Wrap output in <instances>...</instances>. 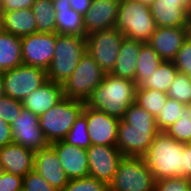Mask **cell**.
<instances>
[{"label": "cell", "instance_id": "1", "mask_svg": "<svg viewBox=\"0 0 191 191\" xmlns=\"http://www.w3.org/2000/svg\"><path fill=\"white\" fill-rule=\"evenodd\" d=\"M134 81L105 73L102 82L85 101V105L122 119L128 107L135 103Z\"/></svg>", "mask_w": 191, "mask_h": 191}, {"label": "cell", "instance_id": "2", "mask_svg": "<svg viewBox=\"0 0 191 191\" xmlns=\"http://www.w3.org/2000/svg\"><path fill=\"white\" fill-rule=\"evenodd\" d=\"M184 145L165 132L154 137L144 159L156 181L182 177Z\"/></svg>", "mask_w": 191, "mask_h": 191}, {"label": "cell", "instance_id": "3", "mask_svg": "<svg viewBox=\"0 0 191 191\" xmlns=\"http://www.w3.org/2000/svg\"><path fill=\"white\" fill-rule=\"evenodd\" d=\"M86 52V37L56 33L55 52L47 69V79L63 84Z\"/></svg>", "mask_w": 191, "mask_h": 191}, {"label": "cell", "instance_id": "4", "mask_svg": "<svg viewBox=\"0 0 191 191\" xmlns=\"http://www.w3.org/2000/svg\"><path fill=\"white\" fill-rule=\"evenodd\" d=\"M115 27L125 38L146 43L157 26L149 6L136 0H121Z\"/></svg>", "mask_w": 191, "mask_h": 191}, {"label": "cell", "instance_id": "5", "mask_svg": "<svg viewBox=\"0 0 191 191\" xmlns=\"http://www.w3.org/2000/svg\"><path fill=\"white\" fill-rule=\"evenodd\" d=\"M85 102L64 97L39 116V126L49 144L64 140Z\"/></svg>", "mask_w": 191, "mask_h": 191}, {"label": "cell", "instance_id": "6", "mask_svg": "<svg viewBox=\"0 0 191 191\" xmlns=\"http://www.w3.org/2000/svg\"><path fill=\"white\" fill-rule=\"evenodd\" d=\"M156 180L144 157L123 156L108 184L109 191H155Z\"/></svg>", "mask_w": 191, "mask_h": 191}, {"label": "cell", "instance_id": "7", "mask_svg": "<svg viewBox=\"0 0 191 191\" xmlns=\"http://www.w3.org/2000/svg\"><path fill=\"white\" fill-rule=\"evenodd\" d=\"M104 75L105 72L86 51L73 74L62 84L64 97L85 102Z\"/></svg>", "mask_w": 191, "mask_h": 191}, {"label": "cell", "instance_id": "8", "mask_svg": "<svg viewBox=\"0 0 191 191\" xmlns=\"http://www.w3.org/2000/svg\"><path fill=\"white\" fill-rule=\"evenodd\" d=\"M124 38L116 27L93 32L86 36V51L105 73H110Z\"/></svg>", "mask_w": 191, "mask_h": 191}, {"label": "cell", "instance_id": "9", "mask_svg": "<svg viewBox=\"0 0 191 191\" xmlns=\"http://www.w3.org/2000/svg\"><path fill=\"white\" fill-rule=\"evenodd\" d=\"M2 79L5 95L20 101L48 80L46 70L26 64L6 70Z\"/></svg>", "mask_w": 191, "mask_h": 191}, {"label": "cell", "instance_id": "10", "mask_svg": "<svg viewBox=\"0 0 191 191\" xmlns=\"http://www.w3.org/2000/svg\"><path fill=\"white\" fill-rule=\"evenodd\" d=\"M56 44V33L36 32L21 37L23 64L43 68L50 66Z\"/></svg>", "mask_w": 191, "mask_h": 191}, {"label": "cell", "instance_id": "11", "mask_svg": "<svg viewBox=\"0 0 191 191\" xmlns=\"http://www.w3.org/2000/svg\"><path fill=\"white\" fill-rule=\"evenodd\" d=\"M159 132L158 128L133 127L120 119L116 147L123 156L144 157Z\"/></svg>", "mask_w": 191, "mask_h": 191}, {"label": "cell", "instance_id": "12", "mask_svg": "<svg viewBox=\"0 0 191 191\" xmlns=\"http://www.w3.org/2000/svg\"><path fill=\"white\" fill-rule=\"evenodd\" d=\"M86 153L89 176L108 185L123 157L119 149L116 146L91 145Z\"/></svg>", "mask_w": 191, "mask_h": 191}, {"label": "cell", "instance_id": "13", "mask_svg": "<svg viewBox=\"0 0 191 191\" xmlns=\"http://www.w3.org/2000/svg\"><path fill=\"white\" fill-rule=\"evenodd\" d=\"M39 116L23 107L21 113L11 124L13 143L26 147L34 152L49 145L39 126Z\"/></svg>", "mask_w": 191, "mask_h": 191}, {"label": "cell", "instance_id": "14", "mask_svg": "<svg viewBox=\"0 0 191 191\" xmlns=\"http://www.w3.org/2000/svg\"><path fill=\"white\" fill-rule=\"evenodd\" d=\"M82 113L87 117L91 145L116 146L120 119L86 105H84Z\"/></svg>", "mask_w": 191, "mask_h": 191}, {"label": "cell", "instance_id": "15", "mask_svg": "<svg viewBox=\"0 0 191 191\" xmlns=\"http://www.w3.org/2000/svg\"><path fill=\"white\" fill-rule=\"evenodd\" d=\"M157 27H189L191 5L186 0H154L149 6Z\"/></svg>", "mask_w": 191, "mask_h": 191}, {"label": "cell", "instance_id": "16", "mask_svg": "<svg viewBox=\"0 0 191 191\" xmlns=\"http://www.w3.org/2000/svg\"><path fill=\"white\" fill-rule=\"evenodd\" d=\"M189 35V27H156L147 43L163 61H173Z\"/></svg>", "mask_w": 191, "mask_h": 191}, {"label": "cell", "instance_id": "17", "mask_svg": "<svg viewBox=\"0 0 191 191\" xmlns=\"http://www.w3.org/2000/svg\"><path fill=\"white\" fill-rule=\"evenodd\" d=\"M34 170L57 191H62L68 184L69 179L61 166V161L50 144L35 151Z\"/></svg>", "mask_w": 191, "mask_h": 191}, {"label": "cell", "instance_id": "18", "mask_svg": "<svg viewBox=\"0 0 191 191\" xmlns=\"http://www.w3.org/2000/svg\"><path fill=\"white\" fill-rule=\"evenodd\" d=\"M121 0H92L83 16L86 36L96 31L115 27Z\"/></svg>", "mask_w": 191, "mask_h": 191}, {"label": "cell", "instance_id": "19", "mask_svg": "<svg viewBox=\"0 0 191 191\" xmlns=\"http://www.w3.org/2000/svg\"><path fill=\"white\" fill-rule=\"evenodd\" d=\"M56 151L61 166L69 180L86 178L89 176L86 149L73 146L64 140L50 144Z\"/></svg>", "mask_w": 191, "mask_h": 191}, {"label": "cell", "instance_id": "20", "mask_svg": "<svg viewBox=\"0 0 191 191\" xmlns=\"http://www.w3.org/2000/svg\"><path fill=\"white\" fill-rule=\"evenodd\" d=\"M33 150L16 143H10L0 148V164L5 172L24 177L34 169Z\"/></svg>", "mask_w": 191, "mask_h": 191}, {"label": "cell", "instance_id": "21", "mask_svg": "<svg viewBox=\"0 0 191 191\" xmlns=\"http://www.w3.org/2000/svg\"><path fill=\"white\" fill-rule=\"evenodd\" d=\"M63 98L64 93L62 84L47 80L38 89L27 95L22 101V105L25 109L40 116Z\"/></svg>", "mask_w": 191, "mask_h": 191}, {"label": "cell", "instance_id": "22", "mask_svg": "<svg viewBox=\"0 0 191 191\" xmlns=\"http://www.w3.org/2000/svg\"><path fill=\"white\" fill-rule=\"evenodd\" d=\"M143 43L138 40L124 38L120 46L118 58L110 74L135 82L137 59Z\"/></svg>", "mask_w": 191, "mask_h": 191}, {"label": "cell", "instance_id": "23", "mask_svg": "<svg viewBox=\"0 0 191 191\" xmlns=\"http://www.w3.org/2000/svg\"><path fill=\"white\" fill-rule=\"evenodd\" d=\"M52 4L57 34L86 37L83 16L70 7L69 0H52Z\"/></svg>", "mask_w": 191, "mask_h": 191}, {"label": "cell", "instance_id": "24", "mask_svg": "<svg viewBox=\"0 0 191 191\" xmlns=\"http://www.w3.org/2000/svg\"><path fill=\"white\" fill-rule=\"evenodd\" d=\"M1 12L4 31L19 37L36 33V20L31 8Z\"/></svg>", "mask_w": 191, "mask_h": 191}, {"label": "cell", "instance_id": "25", "mask_svg": "<svg viewBox=\"0 0 191 191\" xmlns=\"http://www.w3.org/2000/svg\"><path fill=\"white\" fill-rule=\"evenodd\" d=\"M23 64L21 37L9 34L6 31L0 33V75L6 70L16 68Z\"/></svg>", "mask_w": 191, "mask_h": 191}, {"label": "cell", "instance_id": "26", "mask_svg": "<svg viewBox=\"0 0 191 191\" xmlns=\"http://www.w3.org/2000/svg\"><path fill=\"white\" fill-rule=\"evenodd\" d=\"M178 72L179 70L176 68L173 61H162L156 71L149 77L142 79L136 85V88L156 89L167 93Z\"/></svg>", "mask_w": 191, "mask_h": 191}, {"label": "cell", "instance_id": "27", "mask_svg": "<svg viewBox=\"0 0 191 191\" xmlns=\"http://www.w3.org/2000/svg\"><path fill=\"white\" fill-rule=\"evenodd\" d=\"M31 9L36 20V32L56 33V18L52 0H35Z\"/></svg>", "mask_w": 191, "mask_h": 191}, {"label": "cell", "instance_id": "28", "mask_svg": "<svg viewBox=\"0 0 191 191\" xmlns=\"http://www.w3.org/2000/svg\"><path fill=\"white\" fill-rule=\"evenodd\" d=\"M162 61L159 54L147 42L143 43L137 59L135 84L152 75Z\"/></svg>", "mask_w": 191, "mask_h": 191}, {"label": "cell", "instance_id": "29", "mask_svg": "<svg viewBox=\"0 0 191 191\" xmlns=\"http://www.w3.org/2000/svg\"><path fill=\"white\" fill-rule=\"evenodd\" d=\"M168 96L156 89H139L135 91V103L156 118Z\"/></svg>", "mask_w": 191, "mask_h": 191}, {"label": "cell", "instance_id": "30", "mask_svg": "<svg viewBox=\"0 0 191 191\" xmlns=\"http://www.w3.org/2000/svg\"><path fill=\"white\" fill-rule=\"evenodd\" d=\"M182 143H191V105H184L180 118L165 131Z\"/></svg>", "mask_w": 191, "mask_h": 191}, {"label": "cell", "instance_id": "31", "mask_svg": "<svg viewBox=\"0 0 191 191\" xmlns=\"http://www.w3.org/2000/svg\"><path fill=\"white\" fill-rule=\"evenodd\" d=\"M183 107L184 104L168 97L159 115L156 117L158 130L165 132L168 127L174 124L180 118Z\"/></svg>", "mask_w": 191, "mask_h": 191}, {"label": "cell", "instance_id": "32", "mask_svg": "<svg viewBox=\"0 0 191 191\" xmlns=\"http://www.w3.org/2000/svg\"><path fill=\"white\" fill-rule=\"evenodd\" d=\"M64 141L84 149L91 146L87 129V117L82 112L76 118Z\"/></svg>", "mask_w": 191, "mask_h": 191}, {"label": "cell", "instance_id": "33", "mask_svg": "<svg viewBox=\"0 0 191 191\" xmlns=\"http://www.w3.org/2000/svg\"><path fill=\"white\" fill-rule=\"evenodd\" d=\"M166 94L179 103L191 105V80L189 76L178 72Z\"/></svg>", "mask_w": 191, "mask_h": 191}, {"label": "cell", "instance_id": "34", "mask_svg": "<svg viewBox=\"0 0 191 191\" xmlns=\"http://www.w3.org/2000/svg\"><path fill=\"white\" fill-rule=\"evenodd\" d=\"M122 120L133 127L158 128L156 118L136 103L128 107Z\"/></svg>", "mask_w": 191, "mask_h": 191}, {"label": "cell", "instance_id": "35", "mask_svg": "<svg viewBox=\"0 0 191 191\" xmlns=\"http://www.w3.org/2000/svg\"><path fill=\"white\" fill-rule=\"evenodd\" d=\"M62 191H108V185L94 177L72 179Z\"/></svg>", "mask_w": 191, "mask_h": 191}, {"label": "cell", "instance_id": "36", "mask_svg": "<svg viewBox=\"0 0 191 191\" xmlns=\"http://www.w3.org/2000/svg\"><path fill=\"white\" fill-rule=\"evenodd\" d=\"M23 109L22 101L13 99L7 95L0 98V118L11 125L14 119Z\"/></svg>", "mask_w": 191, "mask_h": 191}, {"label": "cell", "instance_id": "37", "mask_svg": "<svg viewBox=\"0 0 191 191\" xmlns=\"http://www.w3.org/2000/svg\"><path fill=\"white\" fill-rule=\"evenodd\" d=\"M22 191H57L34 169L23 177Z\"/></svg>", "mask_w": 191, "mask_h": 191}, {"label": "cell", "instance_id": "38", "mask_svg": "<svg viewBox=\"0 0 191 191\" xmlns=\"http://www.w3.org/2000/svg\"><path fill=\"white\" fill-rule=\"evenodd\" d=\"M179 72L191 73V36L189 35L173 60Z\"/></svg>", "mask_w": 191, "mask_h": 191}, {"label": "cell", "instance_id": "39", "mask_svg": "<svg viewBox=\"0 0 191 191\" xmlns=\"http://www.w3.org/2000/svg\"><path fill=\"white\" fill-rule=\"evenodd\" d=\"M155 191H191V181L184 177L156 181Z\"/></svg>", "mask_w": 191, "mask_h": 191}, {"label": "cell", "instance_id": "40", "mask_svg": "<svg viewBox=\"0 0 191 191\" xmlns=\"http://www.w3.org/2000/svg\"><path fill=\"white\" fill-rule=\"evenodd\" d=\"M23 177L5 172L0 177V191H22Z\"/></svg>", "mask_w": 191, "mask_h": 191}, {"label": "cell", "instance_id": "41", "mask_svg": "<svg viewBox=\"0 0 191 191\" xmlns=\"http://www.w3.org/2000/svg\"><path fill=\"white\" fill-rule=\"evenodd\" d=\"M35 0H0V11L32 8Z\"/></svg>", "mask_w": 191, "mask_h": 191}, {"label": "cell", "instance_id": "42", "mask_svg": "<svg viewBox=\"0 0 191 191\" xmlns=\"http://www.w3.org/2000/svg\"><path fill=\"white\" fill-rule=\"evenodd\" d=\"M10 143H13L12 127L0 118V148Z\"/></svg>", "mask_w": 191, "mask_h": 191}, {"label": "cell", "instance_id": "43", "mask_svg": "<svg viewBox=\"0 0 191 191\" xmlns=\"http://www.w3.org/2000/svg\"><path fill=\"white\" fill-rule=\"evenodd\" d=\"M182 177L191 181V143H185L183 154Z\"/></svg>", "mask_w": 191, "mask_h": 191}, {"label": "cell", "instance_id": "44", "mask_svg": "<svg viewBox=\"0 0 191 191\" xmlns=\"http://www.w3.org/2000/svg\"><path fill=\"white\" fill-rule=\"evenodd\" d=\"M92 0H69L70 7L82 16L91 7Z\"/></svg>", "mask_w": 191, "mask_h": 191}, {"label": "cell", "instance_id": "45", "mask_svg": "<svg viewBox=\"0 0 191 191\" xmlns=\"http://www.w3.org/2000/svg\"><path fill=\"white\" fill-rule=\"evenodd\" d=\"M5 95L2 75H0V98Z\"/></svg>", "mask_w": 191, "mask_h": 191}, {"label": "cell", "instance_id": "46", "mask_svg": "<svg viewBox=\"0 0 191 191\" xmlns=\"http://www.w3.org/2000/svg\"><path fill=\"white\" fill-rule=\"evenodd\" d=\"M144 5L150 6L154 0H136Z\"/></svg>", "mask_w": 191, "mask_h": 191}, {"label": "cell", "instance_id": "47", "mask_svg": "<svg viewBox=\"0 0 191 191\" xmlns=\"http://www.w3.org/2000/svg\"><path fill=\"white\" fill-rule=\"evenodd\" d=\"M4 31V24H3V15L0 11V33Z\"/></svg>", "mask_w": 191, "mask_h": 191}, {"label": "cell", "instance_id": "48", "mask_svg": "<svg viewBox=\"0 0 191 191\" xmlns=\"http://www.w3.org/2000/svg\"><path fill=\"white\" fill-rule=\"evenodd\" d=\"M5 173L4 167L0 164V177Z\"/></svg>", "mask_w": 191, "mask_h": 191}, {"label": "cell", "instance_id": "49", "mask_svg": "<svg viewBox=\"0 0 191 191\" xmlns=\"http://www.w3.org/2000/svg\"><path fill=\"white\" fill-rule=\"evenodd\" d=\"M189 30H190V36H191V22H190Z\"/></svg>", "mask_w": 191, "mask_h": 191}]
</instances>
